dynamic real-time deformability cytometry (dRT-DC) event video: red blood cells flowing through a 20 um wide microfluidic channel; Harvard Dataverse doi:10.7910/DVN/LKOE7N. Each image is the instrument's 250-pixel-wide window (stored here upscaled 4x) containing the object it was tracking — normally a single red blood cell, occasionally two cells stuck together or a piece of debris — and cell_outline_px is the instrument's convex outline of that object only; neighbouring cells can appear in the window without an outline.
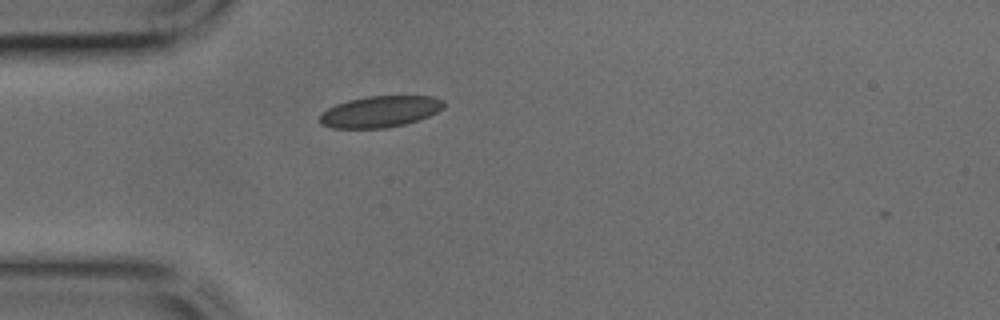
{"species": "common noctule bat (a hibernating species)", "species_latin": "Nyctalus noctula", "temperature_condition": "cold", "stored_images_in_passage": 5, "camera_frame_rate_fps": 3000, "um_per_image_px": 0.085, "animal": {"sex": "male", "body_mass_g": 17.9, "forearm_length_mm": 54.2}, "frame": {"image": 1, "passage_image": 1, "time_ms": 0.0, "image_size_px": [1000, 320], "cell_outline_px": [[444, 108], [428, 116], [404, 124], [388, 128], [332, 128], [324, 124], [320, 120], [320, 116], [328, 108], [336, 104], [348, 100], [368, 96], [432, 96], [444, 100]], "centroid_in_image_um": [32.33, 9.48], "position_along_channel_um": 52.7, "area_um2": 22.43}}